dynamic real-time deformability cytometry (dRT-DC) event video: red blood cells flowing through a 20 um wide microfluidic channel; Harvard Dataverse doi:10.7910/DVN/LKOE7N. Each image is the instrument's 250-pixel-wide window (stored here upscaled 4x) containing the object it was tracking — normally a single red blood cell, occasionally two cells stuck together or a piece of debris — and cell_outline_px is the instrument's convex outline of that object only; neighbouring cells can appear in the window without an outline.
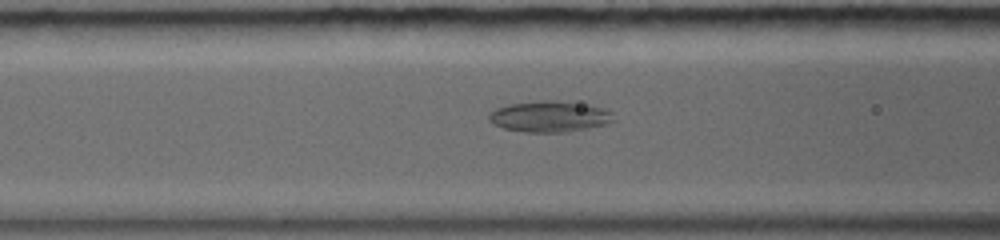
{"species": "common noctule bat (a hibernating species)", "species_latin": "Nyctalus noctula", "temperature_condition": "warm", "stored_images_in_passage": 5, "camera_frame_rate_fps": 5000, "um_per_image_px": 0.085, "animal": {"sex": "female", "body_mass_g": 19.0, "forearm_length_mm": 56.7}, "frame": {"image": 1, "passage_image": 3, "time_ms": 1.4, "image_size_px": [1000, 240], "cell_outline_px": [[616, 120], [608, 124], [588, 128], [564, 132], [524, 132], [504, 128], [488, 120], [488, 116], [496, 108], [512, 104], [548, 100], [552, 100], [580, 104], [600, 108], [612, 112]], "centroid_in_image_um": [46.74, 9.92], "position_along_channel_um": 119.9, "area_um2": 22.08}}
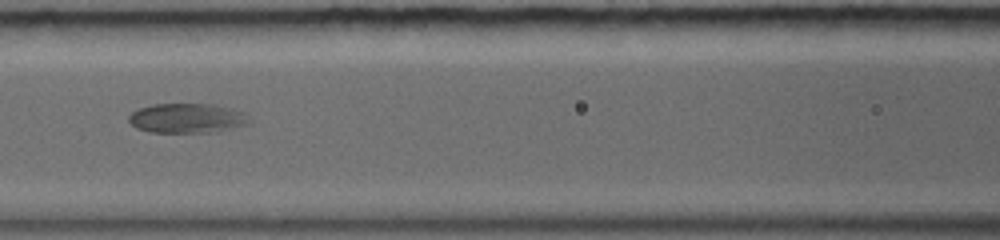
{"frame": {"image": 2, "passage_image": 4, "time_ms": 2.2, "image_size_px": [1000, 240], "cell_outline_px": [[252, 124], [216, 132], [148, 132], [136, 128], [128, 120], [128, 116], [132, 112], [140, 108], [152, 104], [216, 104], [232, 108], [244, 112]], "centroid_in_image_um": [15.94, 10.05], "position_along_channel_um": 150.7, "area_um2": 21.04}}